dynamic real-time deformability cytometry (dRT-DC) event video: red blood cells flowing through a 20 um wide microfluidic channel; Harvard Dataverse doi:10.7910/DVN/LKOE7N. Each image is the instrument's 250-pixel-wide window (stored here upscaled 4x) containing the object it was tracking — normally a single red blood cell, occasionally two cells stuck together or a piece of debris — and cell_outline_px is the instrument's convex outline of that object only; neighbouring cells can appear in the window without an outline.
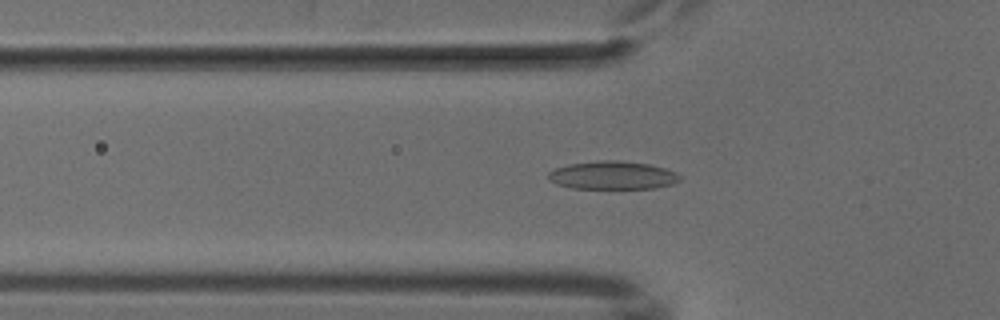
{"species": "common noctule bat (a hibernating species)", "species_latin": "Nyctalus noctula", "temperature_condition": "cold", "stored_images_in_passage": 51, "camera_frame_rate_fps": 3000, "um_per_image_px": 0.085, "animal": {"sex": "male", "body_mass_g": 18.8}, "frame": {"image": 1, "passage_image": 16, "time_ms": 5.0, "image_size_px": [1000, 320], "cell_outline_px": [[680, 180], [672, 184], [656, 188], [572, 188], [556, 184], [548, 180], [548, 172], [556, 168], [568, 164], [604, 160], [616, 160], [648, 164], [664, 168], [676, 172], [680, 176]], "centroid_in_image_um": [52.05, 14.9], "position_along_channel_um": 73.7, "area_um2": 21.5}}
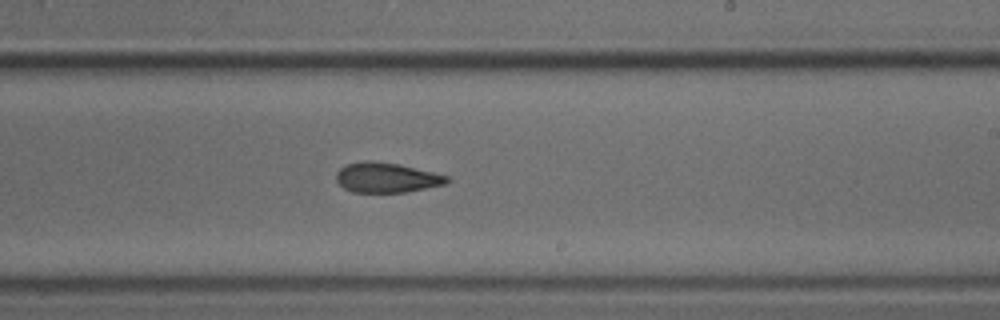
{"frame": {"image": 2, "passage_image": 30, "time_ms": 9.667, "image_size_px": [1000, 320], "cell_outline_px": [[452, 180], [444, 184], [408, 192], [352, 192], [344, 188], [336, 180], [336, 172], [340, 168], [348, 164], [364, 160], [372, 160], [400, 164], [448, 176]], "centroid_in_image_um": [32.85, 15.09], "position_along_channel_um": 256.1, "area_um2": 19.36}}
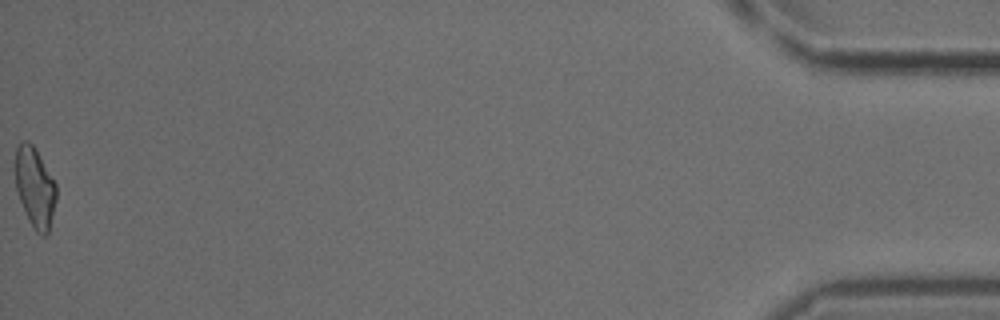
{"frame": {"image": 3, "passage_image": 51, "time_ms": 16.667, "image_size_px": [1000, 320], "cell_outline_px": [[56, 200], [48, 232], [44, 236], [40, 236], [36, 232], [28, 220], [20, 200], [16, 188], [16, 148], [20, 140], [28, 140], [36, 148], [56, 184]], "centroid_in_image_um": [2.97, 15.91], "position_along_channel_um": 432.2, "area_um2": 19.07}}